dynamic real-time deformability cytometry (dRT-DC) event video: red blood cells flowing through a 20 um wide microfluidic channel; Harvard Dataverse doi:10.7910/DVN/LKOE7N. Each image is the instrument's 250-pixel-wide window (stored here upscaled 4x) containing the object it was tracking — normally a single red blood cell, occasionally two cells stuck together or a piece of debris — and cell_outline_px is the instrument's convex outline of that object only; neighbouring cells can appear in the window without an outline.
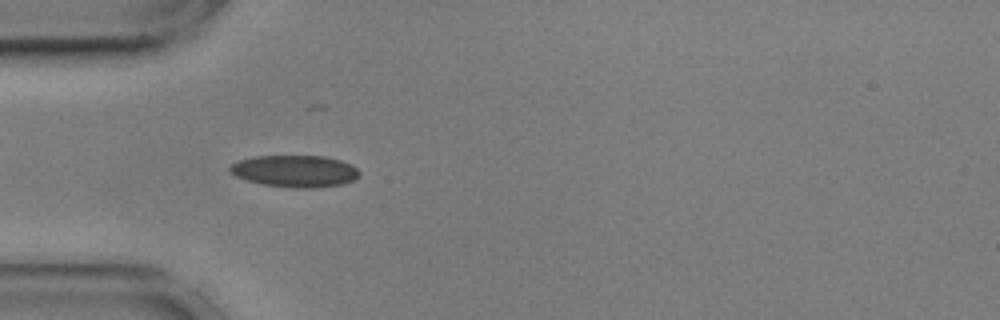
{"species": "common noctule bat (a hibernating species)", "species_latin": "Nyctalus noctula", "temperature_condition": "cold", "stored_images_in_passage": 55, "camera_frame_rate_fps": 3000, "um_per_image_px": 0.085, "animal": {"sex": "male", "body_mass_g": 17.9, "forearm_length_mm": 54.2}, "frame": {"image": 1, "passage_image": 16, "time_ms": 5.0, "image_size_px": [1000, 320], "cell_outline_px": [[360, 172], [352, 180], [344, 184], [316, 188], [292, 188], [260, 184], [236, 176], [228, 168], [236, 160], [252, 156], [324, 156], [340, 160], [352, 164]], "centroid_in_image_um": [25.05, 14.54], "position_along_channel_um": 59.9, "area_um2": 24.16}}
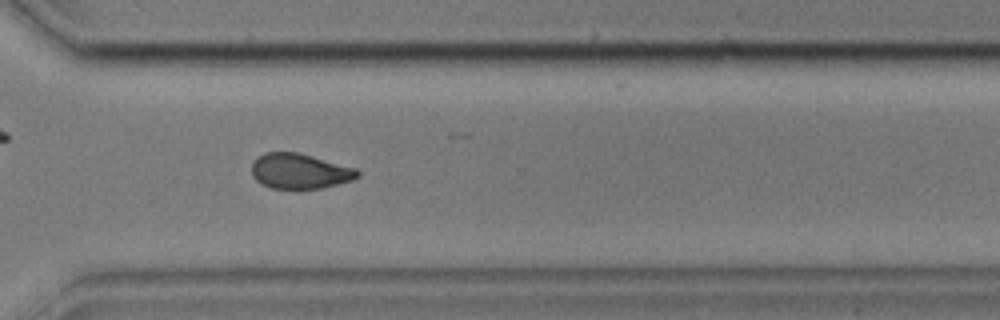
{"frame": {"image": 2, "passage_image": 40, "time_ms": 13.0, "image_size_px": [1000, 320], "cell_outline_px": [[360, 176], [352, 180], [320, 188], [272, 188], [256, 180], [252, 176], [252, 160], [256, 156], [264, 152], [296, 152], [356, 168], [360, 172]], "centroid_in_image_um": [25.45, 14.53], "position_along_channel_um": 345.2, "area_um2": 21.56}}
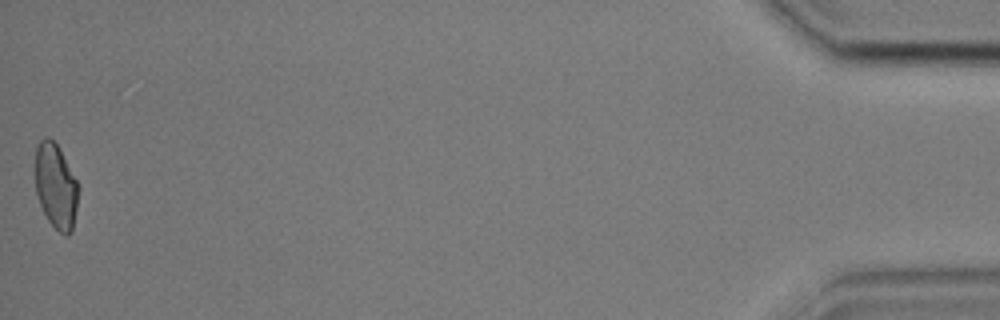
{"frame": {"image": 3, "passage_image": 55, "time_ms": 18.0, "image_size_px": [1000, 320], "cell_outline_px": [[80, 188], [72, 232], [68, 236], [64, 236], [48, 220], [40, 204], [36, 192], [36, 148], [40, 140], [44, 136], [48, 136], [56, 144], [76, 180]], "centroid_in_image_um": [4.76, 15.85], "position_along_channel_um": 430.4, "area_um2": 21.15}, "authors_computed_cell_mechanics": {"area_um2": 22.3108, "velocity_mm_per_s": 3.5891, "shape_relaxation_time_tau1_ms": 7.3666, "shape_relaxation_time_tau2_ms": 2.3645, "deformation_change_tau1": 0.1205, "deformation_change_tau2": 0.0685}}